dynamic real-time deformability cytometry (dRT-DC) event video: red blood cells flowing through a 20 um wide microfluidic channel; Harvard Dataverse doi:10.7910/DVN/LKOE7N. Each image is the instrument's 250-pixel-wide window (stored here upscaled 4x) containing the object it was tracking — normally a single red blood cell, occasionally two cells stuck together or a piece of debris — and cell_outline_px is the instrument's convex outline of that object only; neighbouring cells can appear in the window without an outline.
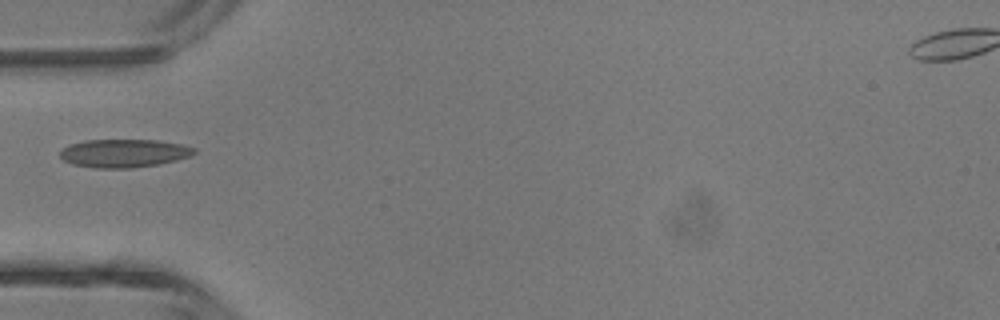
{"species": "common noctule bat (a hibernating species)", "species_latin": "Nyctalus noctula", "temperature_condition": "room temperature", "stored_images_in_passage": 2, "camera_frame_rate_fps": 3000, "um_per_image_px": 0.085, "animal": {"sex": "male", "body_mass_g": 13.3}, "frame": {"image": 1, "passage_image": 2, "time_ms": 2.0, "image_size_px": [1000, 320], "cell_outline_px": [[196, 152], [192, 156], [176, 160], [156, 164], [132, 168], [92, 168], [72, 164], [64, 160], [60, 156], [60, 152], [68, 144], [84, 140], [160, 140], [184, 144], [196, 148]], "centroid_in_image_um": [10.55, 13.02], "position_along_channel_um": 74.4, "area_um2": 22.25}}